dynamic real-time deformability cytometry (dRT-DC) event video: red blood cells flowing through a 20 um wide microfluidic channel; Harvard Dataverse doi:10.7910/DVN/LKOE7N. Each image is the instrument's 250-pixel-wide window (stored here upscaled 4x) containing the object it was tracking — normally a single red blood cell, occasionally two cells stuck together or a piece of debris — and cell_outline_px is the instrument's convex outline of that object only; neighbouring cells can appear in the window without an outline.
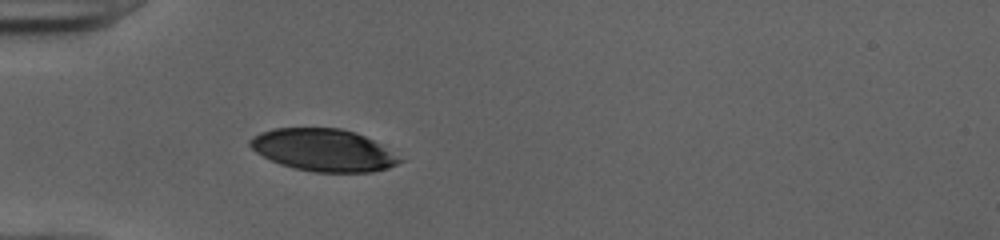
{"species": "human", "species_latin": "Homo sapiens", "temperature_condition": "cold", "stored_images_in_passage": 36, "camera_frame_rate_fps": 3000, "um_per_image_px": 0.085, "donor": {"sex": "female"}, "frame": {"image": 1, "passage_image": 1, "time_ms": 0.0, "image_size_px": [1000, 240], "cell_outline_px": [[404, 160], [388, 168], [372, 172], [316, 172], [292, 168], [280, 164], [256, 152], [248, 144], [248, 140], [252, 136], [260, 132], [272, 128], [340, 128], [364, 136], [380, 144]], "centroid_in_image_um": [27.46, 12.76], "position_along_channel_um": 57.5, "area_um2": 36.7}}
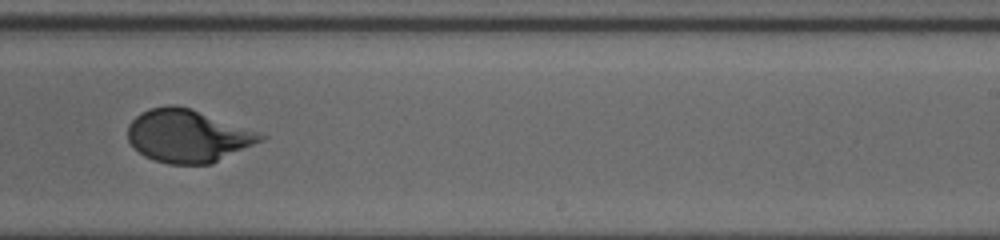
{"frame": {"image": 2, "passage_image": 18, "time_ms": 5.667, "image_size_px": [1000, 240], "cell_outline_px": [[268, 136], [264, 140], [212, 164], [168, 164], [152, 160], [144, 156], [128, 140], [128, 124], [140, 112], [152, 108], [168, 104], [172, 104], [188, 108]], "centroid_in_image_um": [15.93, 11.57], "position_along_channel_um": 273.1, "area_um2": 40.4}}
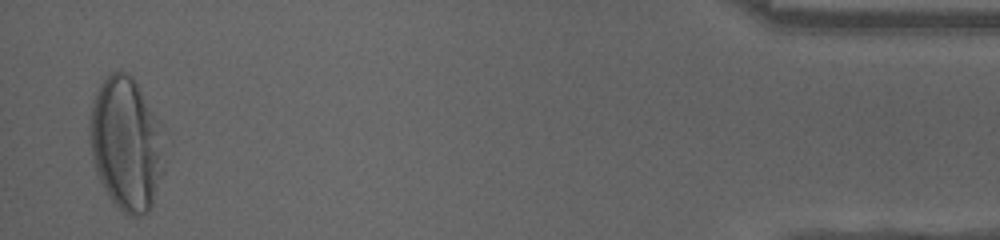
{"frame": {"image": 3, "passage_image": 35, "time_ms": 11.333, "image_size_px": [1000, 240], "cell_outline_px": [[164, 172], [152, 204], [148, 212], [140, 216], [128, 216], [112, 200], [104, 188], [96, 172], [92, 156], [88, 136], [88, 124], [92, 104], [96, 92], [100, 84], [112, 72], [124, 72], [132, 76], [164, 124]], "centroid_in_image_um": [10.77, 12.21], "position_along_channel_um": 424.4, "area_um2": 58.96}, "authors_computed_cell_mechanics": {"area_um2": 40.9513, "velocity_mm_per_s": 3.9849, "shape_relaxation_time_tau1_ms": 4.1825, "shape_relaxation_time_tau2_ms": null, "deformation_change_tau1": 0.1961, "deformation_change_tau2": null}}